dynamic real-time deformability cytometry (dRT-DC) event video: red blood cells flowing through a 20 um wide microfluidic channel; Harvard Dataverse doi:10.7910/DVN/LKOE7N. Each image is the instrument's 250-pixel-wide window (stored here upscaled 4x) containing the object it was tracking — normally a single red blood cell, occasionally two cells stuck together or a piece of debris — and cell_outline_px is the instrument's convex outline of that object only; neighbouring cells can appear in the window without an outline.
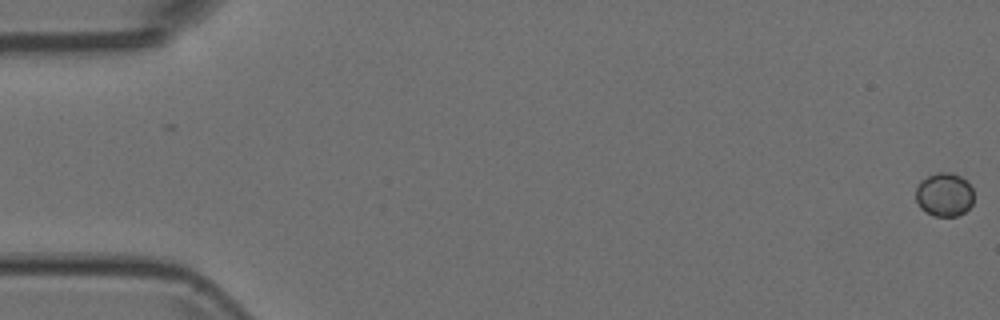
{"species": "Egyptian fruit bat (a non-hibernating species)", "species_latin": "Rousettus aegyptiacus", "temperature_condition": "room temperature", "stored_images_in_passage": 5, "camera_frame_rate_fps": 3000, "um_per_image_px": 0.085, "animal": {"sex": "female"}, "frame": {"image": 1, "passage_image": 1, "time_ms": 0.0, "image_size_px": [1000, 320], "cell_outline_px": [[972, 204], [964, 212], [956, 216], [932, 216], [924, 212], [920, 208], [916, 200], [916, 188], [920, 180], [936, 172], [952, 172], [960, 176], [972, 188]], "centroid_in_image_um": [80.23, 16.54], "position_along_channel_um": 4.8, "area_um2": 14.8}}
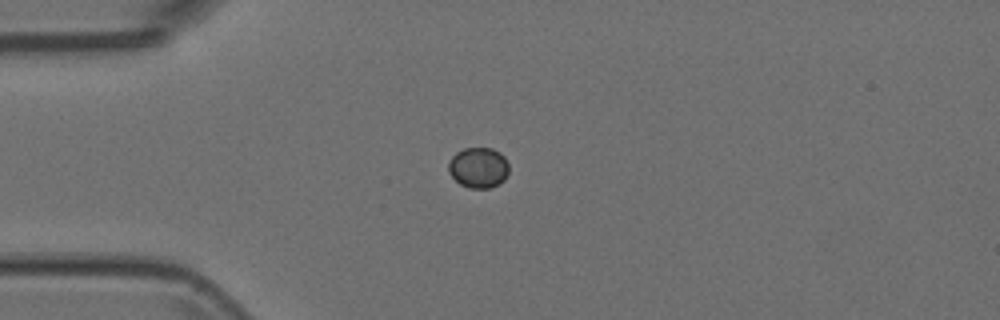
{"frame": {"image": 2, "passage_image": 5, "time_ms": 1.333, "image_size_px": [1000, 320], "cell_outline_px": [[508, 172], [504, 180], [488, 188], [468, 188], [460, 184], [448, 172], [448, 164], [452, 156], [456, 152], [464, 148], [492, 148], [500, 152], [504, 156], [508, 164]], "centroid_in_image_um": [40.66, 14.23], "position_along_channel_um": 44.3, "area_um2": 14.28}}